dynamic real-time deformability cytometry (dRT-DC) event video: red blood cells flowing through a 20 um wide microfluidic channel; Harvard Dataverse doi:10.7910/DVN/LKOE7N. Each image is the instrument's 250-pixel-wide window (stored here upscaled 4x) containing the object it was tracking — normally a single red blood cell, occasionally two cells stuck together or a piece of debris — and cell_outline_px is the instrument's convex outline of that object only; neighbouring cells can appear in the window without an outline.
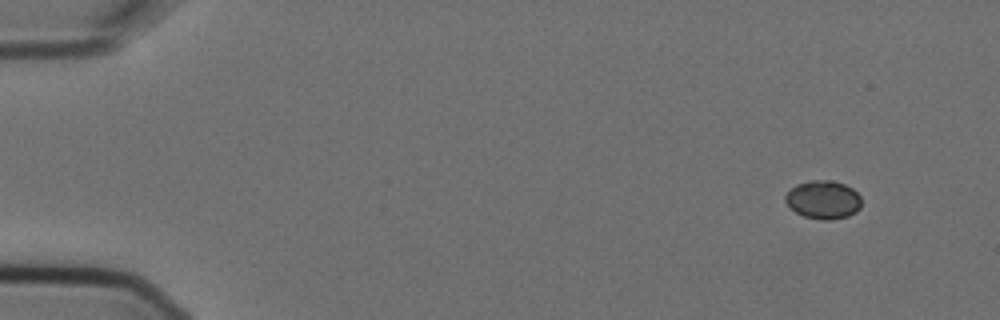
{"species": "Egyptian fruit bat (a non-hibernating species)", "species_latin": "Rousettus aegyptiacus", "temperature_condition": "cold", "stored_images_in_passage": 6, "camera_frame_rate_fps": 3000, "um_per_image_px": 0.085, "animal": {"sex": "female"}, "frame": {"image": 1, "passage_image": 1, "time_ms": 0.0, "image_size_px": [1000, 320], "cell_outline_px": [[860, 208], [856, 212], [848, 216], [832, 220], [820, 220], [804, 216], [796, 212], [784, 200], [784, 196], [796, 184], [812, 180], [832, 180], [844, 184], [852, 188], [860, 196]], "centroid_in_image_um": [69.98, 16.98], "position_along_channel_um": 15.0, "area_um2": 16.99}}
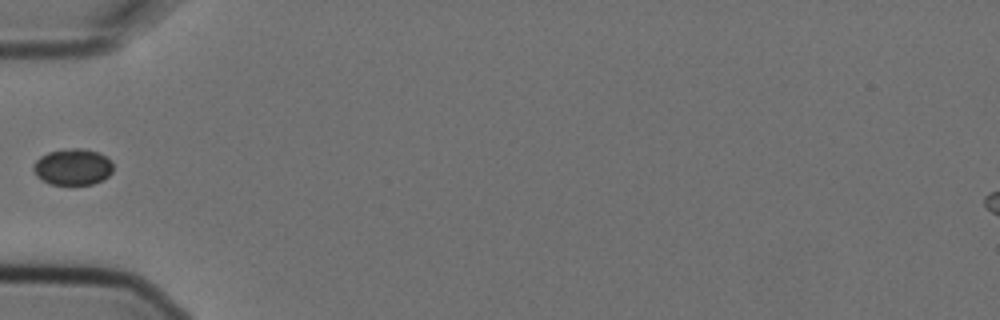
{"frame": {"image": 2, "passage_image": 5, "time_ms": 1.333, "image_size_px": [1000, 320], "cell_outline_px": [[112, 172], [108, 176], [92, 184], [48, 184], [36, 176], [32, 168], [32, 164], [40, 156], [48, 152], [72, 148], [80, 148], [100, 152], [112, 160]], "centroid_in_image_um": [6.17, 14.18], "position_along_channel_um": 78.8, "area_um2": 16.99}}
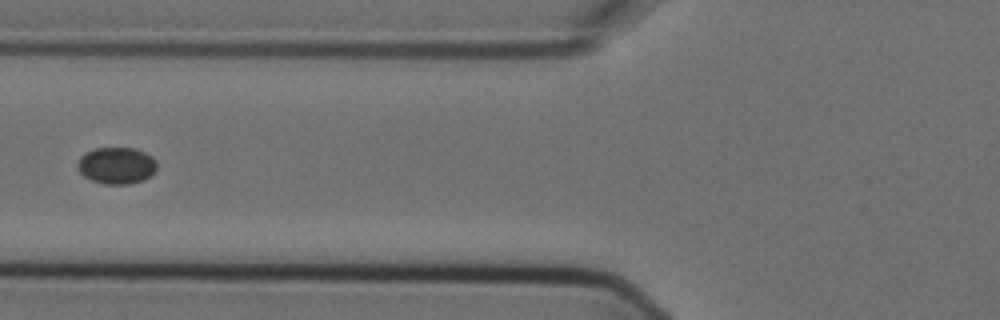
{"frame": {"image": 3, "passage_image": 6, "time_ms": 1.667, "image_size_px": [1000, 320], "cell_outline_px": [[156, 168], [144, 180], [128, 184], [104, 184], [92, 180], [84, 176], [76, 168], [76, 164], [80, 156], [96, 148], [136, 148], [152, 156], [156, 160]], "centroid_in_image_um": [9.89, 14.07], "position_along_channel_um": 115.9, "area_um2": 16.94}}